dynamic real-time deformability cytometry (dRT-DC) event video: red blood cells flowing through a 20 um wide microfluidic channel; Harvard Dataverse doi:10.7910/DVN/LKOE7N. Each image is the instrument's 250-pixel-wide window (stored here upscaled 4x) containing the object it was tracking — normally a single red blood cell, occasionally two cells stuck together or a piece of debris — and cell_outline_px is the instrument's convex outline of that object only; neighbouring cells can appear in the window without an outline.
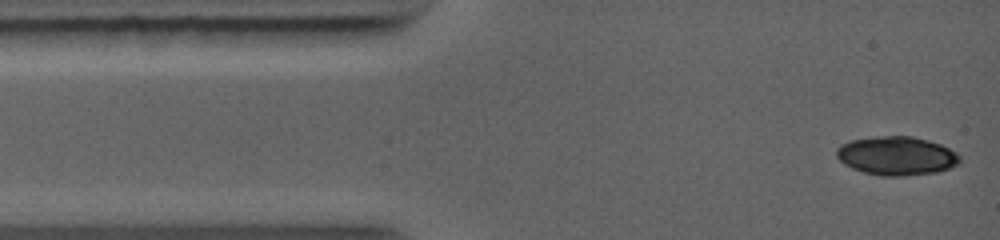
{"species": "common noctule bat (a hibernating species)", "species_latin": "Nyctalus noctula", "temperature_condition": "warm", "stored_images_in_passage": 5, "camera_frame_rate_fps": 5000, "um_per_image_px": 0.085, "animal": {"sex": "female", "body_mass_g": 19.0, "forearm_length_mm": 56.7}, "frame": {"image": 1, "passage_image": 1, "time_ms": 0.0, "image_size_px": [1000, 240], "cell_outline_px": [[960, 160], [956, 164], [948, 168], [936, 172], [904, 176], [880, 176], [864, 172], [852, 168], [844, 164], [836, 156], [836, 148], [840, 144], [852, 140], [880, 136], [912, 136], [928, 140], [940, 144], [956, 152], [960, 156]], "centroid_in_image_um": [76.18, 13.24], "position_along_channel_um": 8.8, "area_um2": 27.74}}